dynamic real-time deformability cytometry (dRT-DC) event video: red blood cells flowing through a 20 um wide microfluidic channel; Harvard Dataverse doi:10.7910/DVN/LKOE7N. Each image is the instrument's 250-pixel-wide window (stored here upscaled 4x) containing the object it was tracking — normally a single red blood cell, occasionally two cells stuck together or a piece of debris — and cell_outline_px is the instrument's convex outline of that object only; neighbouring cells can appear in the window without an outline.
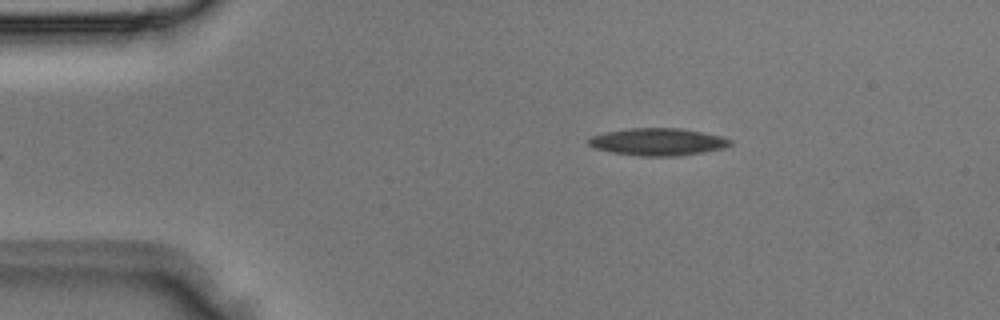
{"species": "Egyptian fruit bat (a non-hibernating species)", "species_latin": "Rousettus aegyptiacus", "temperature_condition": "room temperature", "stored_images_in_passage": 2, "camera_frame_rate_fps": 3000, "um_per_image_px": 0.085, "animal": {"sex": "male"}, "frame": {"image": 1, "passage_image": 2, "time_ms": 0.333, "image_size_px": [1000, 320], "cell_outline_px": [[732, 144], [724, 148], [676, 156], [640, 156], [612, 152], [596, 148], [588, 144], [588, 140], [592, 136], [604, 132], [628, 128], [680, 128], [720, 136], [732, 140]], "centroid_in_image_um": [55.9, 12.05], "position_along_channel_um": 29.1, "area_um2": 22.31}}